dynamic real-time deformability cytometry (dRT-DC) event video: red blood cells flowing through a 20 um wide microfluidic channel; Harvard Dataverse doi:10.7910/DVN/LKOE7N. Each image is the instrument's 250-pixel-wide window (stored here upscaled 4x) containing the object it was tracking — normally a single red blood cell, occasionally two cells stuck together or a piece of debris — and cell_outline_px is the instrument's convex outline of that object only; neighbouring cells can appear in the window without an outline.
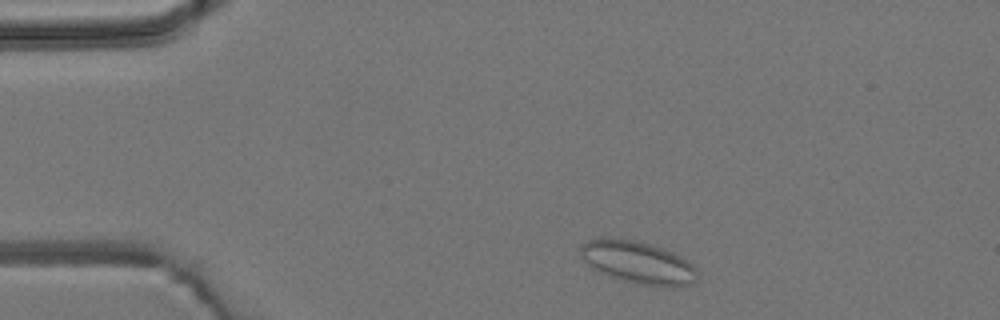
{"species": "common noctule bat (a hibernating species)", "species_latin": "Nyctalus noctula", "temperature_condition": "room temperature", "stored_images_in_passage": 5, "camera_frame_rate_fps": 3000, "um_per_image_px": 0.085, "animal": {"sex": "male", "body_mass_g": 19.2, "forearm_length_mm": 51.8}, "frame": {"image": 1, "passage_image": 1, "time_ms": 0.0, "image_size_px": [1000, 320], "cell_outline_px": [[696, 284], [684, 288], [664, 288], [640, 284], [624, 280], [600, 272], [592, 268], [580, 256], [580, 244], [588, 240], [600, 236], [604, 236], [632, 240], [648, 244], [660, 248], [680, 256], [692, 264], [696, 268]], "centroid_in_image_um": [54.24, 22.33], "position_along_channel_um": 30.8, "area_um2": 29.25}}
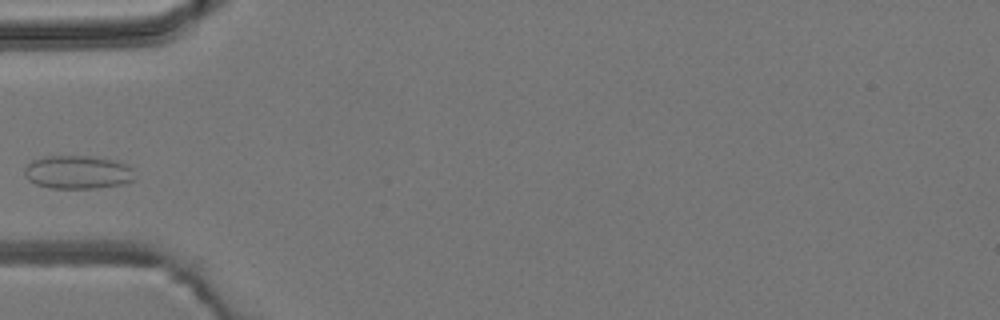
{"frame": {"image": 2, "passage_image": 3, "time_ms": 2.667, "image_size_px": [1000, 320], "cell_outline_px": [[132, 180], [124, 184], [96, 188], [52, 188], [36, 184], [28, 180], [24, 176], [24, 168], [32, 160], [44, 156], [92, 156], [112, 160], [128, 164], [132, 168]], "centroid_in_image_um": [6.57, 14.63], "position_along_channel_um": 78.4, "area_um2": 21.44}}
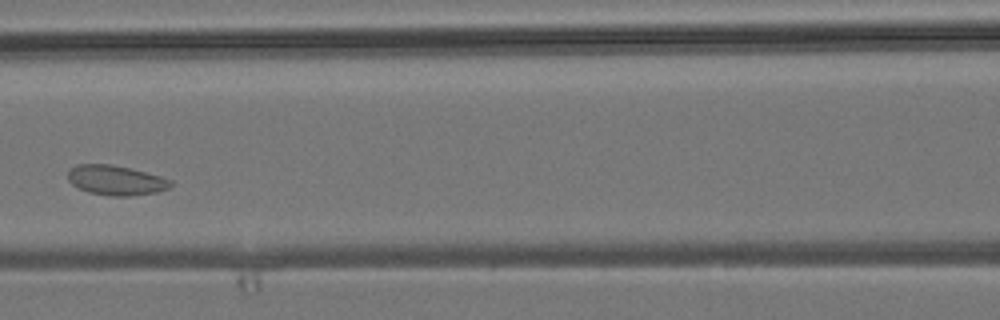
{"frame": {"image": 3, "passage_image": 5, "time_ms": 4.667, "image_size_px": [1000, 320], "cell_outline_px": [[172, 184], [168, 188], [156, 192], [128, 196], [108, 196], [88, 192], [72, 184], [68, 180], [68, 172], [76, 164], [112, 164], [160, 176], [172, 180]], "centroid_in_image_um": [9.83, 15.32], "position_along_channel_um": 156.8, "area_um2": 17.69}}